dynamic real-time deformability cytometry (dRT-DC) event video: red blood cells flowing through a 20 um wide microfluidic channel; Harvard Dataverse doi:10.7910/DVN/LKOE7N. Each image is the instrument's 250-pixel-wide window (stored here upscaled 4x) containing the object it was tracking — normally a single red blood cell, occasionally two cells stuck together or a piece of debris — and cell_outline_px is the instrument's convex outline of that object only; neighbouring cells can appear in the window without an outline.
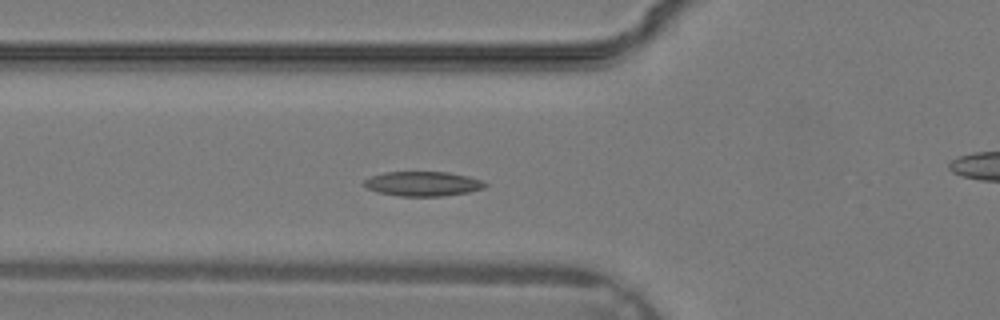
{"species": "common noctule bat (a hibernating species)", "species_latin": "Nyctalus noctula", "temperature_condition": "warm", "stored_images_in_passage": 24, "camera_frame_rate_fps": 3000, "um_per_image_px": 0.085, "animal": {"sex": "male", "body_mass_g": 19.2, "forearm_length_mm": 51.8}, "frame": {"image": 1, "passage_image": 11, "time_ms": 3.333, "image_size_px": [1000, 320], "cell_outline_px": [[488, 184], [484, 188], [468, 192], [440, 196], [400, 196], [380, 192], [368, 188], [364, 184], [364, 180], [372, 176], [384, 172], [448, 172], [468, 176], [484, 180]], "centroid_in_image_um": [35.99, 15.61], "position_along_channel_um": 89.8, "area_um2": 17.22}}
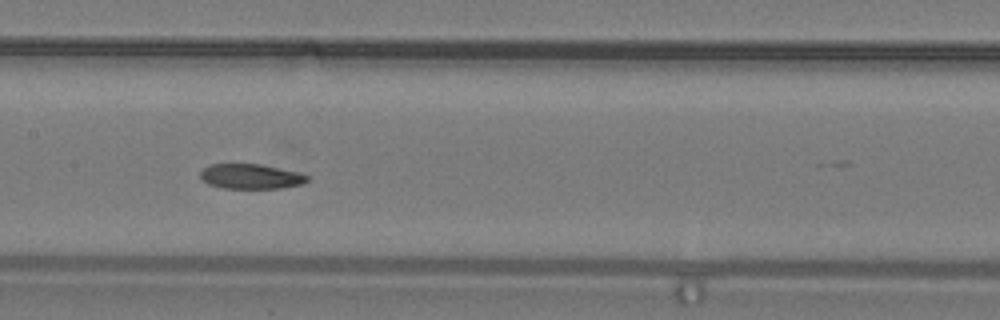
{"frame": {"image": 2, "passage_image": 16, "time_ms": 5.0, "image_size_px": [1000, 320], "cell_outline_px": [[308, 180], [300, 184], [280, 188], [224, 188], [208, 184], [200, 180], [200, 172], [208, 164], [260, 164], [296, 172], [308, 176]], "centroid_in_image_um": [21.24, 14.99], "position_along_channel_um": 186.2, "area_um2": 15.37}}
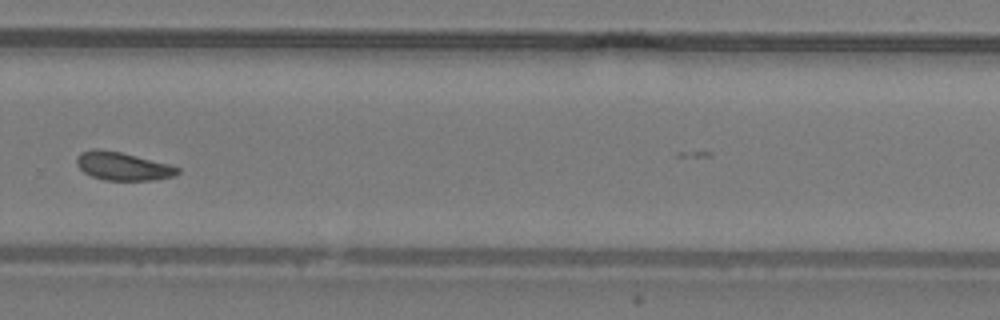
{"frame": {"image": 3, "passage_image": 23, "time_ms": 7.333, "image_size_px": [1000, 320], "cell_outline_px": [[180, 172], [172, 176], [156, 180], [104, 180], [92, 176], [84, 172], [76, 164], [76, 156], [80, 152], [92, 148], [100, 148], [120, 152], [168, 164], [180, 168]], "centroid_in_image_um": [10.39, 14.12], "position_along_channel_um": 319.4, "area_um2": 16.59}}